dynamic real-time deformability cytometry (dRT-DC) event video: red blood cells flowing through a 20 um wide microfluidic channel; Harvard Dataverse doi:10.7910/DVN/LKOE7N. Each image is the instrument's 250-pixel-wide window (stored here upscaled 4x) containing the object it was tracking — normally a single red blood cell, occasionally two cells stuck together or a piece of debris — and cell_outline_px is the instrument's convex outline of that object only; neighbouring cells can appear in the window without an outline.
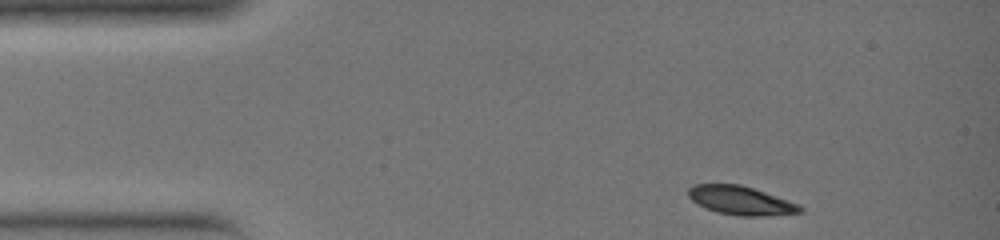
{"species": "common noctule bat (a hibernating species)", "species_latin": "Nyctalus noctula", "temperature_condition": "warm", "stored_images_in_passage": 29, "camera_frame_rate_fps": 3000, "um_per_image_px": 0.085, "animal": {"sex": "female", "body_mass_g": 19.0, "forearm_length_mm": 51.5}, "frame": {"image": 1, "passage_image": 1, "time_ms": 0.0, "image_size_px": [1000, 240], "cell_outline_px": [[804, 208], [800, 212], [760, 216], [740, 216], [716, 212], [692, 200], [688, 196], [688, 188], [692, 184], [740, 184], [764, 192], [796, 204]], "centroid_in_image_um": [62.9, 17.03], "position_along_channel_um": 22.1, "area_um2": 18.21}}
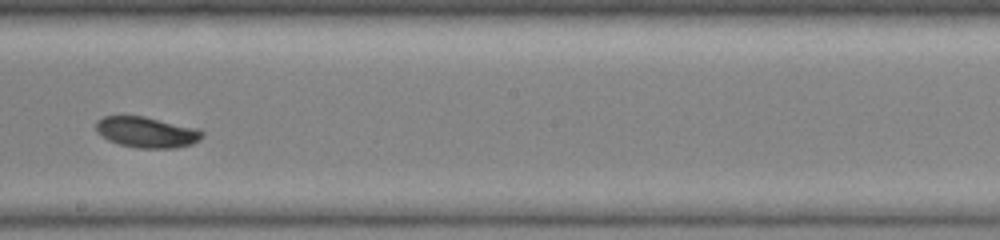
{"frame": {"image": 2, "passage_image": 17, "time_ms": 5.333, "image_size_px": [1000, 240], "cell_outline_px": [[204, 132], [192, 144], [176, 148], [136, 148], [120, 144], [108, 140], [96, 132], [96, 120], [104, 116], [144, 116], [200, 128]], "centroid_in_image_um": [12.45, 11.23], "position_along_channel_um": 235.7, "area_um2": 19.13}}
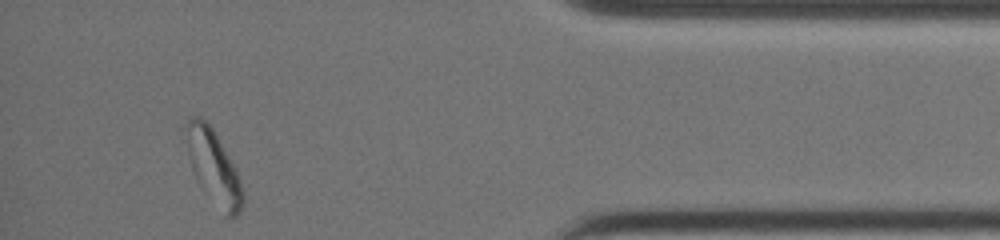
{"frame": {"image": 3, "passage_image": 29, "time_ms": 9.333, "image_size_px": [1000, 240], "cell_outline_px": [[244, 204], [236, 216], [224, 216], [196, 180], [188, 156], [184, 128], [184, 124], [188, 116], [200, 116], [212, 128], [232, 164], [240, 180], [244, 192]], "centroid_in_image_um": [18.12, 14.19], "position_along_channel_um": 417.1, "area_um2": 24.22}}